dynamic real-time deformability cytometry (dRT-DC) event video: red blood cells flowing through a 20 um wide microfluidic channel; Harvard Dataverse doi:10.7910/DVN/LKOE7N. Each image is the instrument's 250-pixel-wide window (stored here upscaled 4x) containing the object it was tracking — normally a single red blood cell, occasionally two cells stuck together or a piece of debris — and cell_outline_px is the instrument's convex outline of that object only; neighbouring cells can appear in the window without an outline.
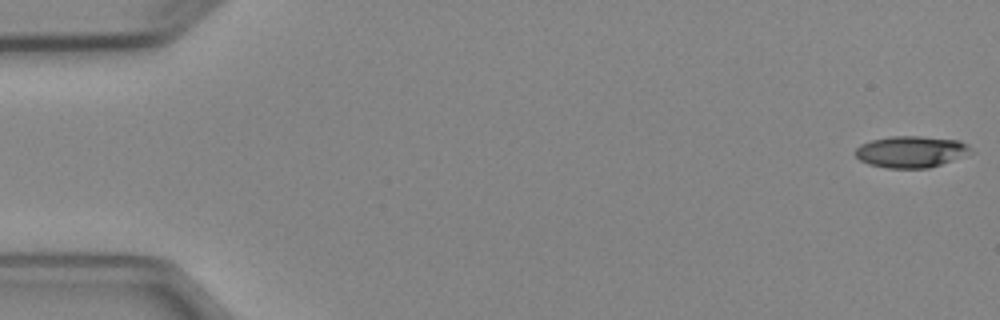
{"species": "Egyptian fruit bat (a non-hibernating species)", "species_latin": "Rousettus aegyptiacus", "temperature_condition": "cold", "stored_images_in_passage": 6, "segment_of_instrument_passage": [1, 2], "camera_frame_rate_fps": 3000, "um_per_image_px": 0.085, "animal": {"sex": "female"}, "frame": {"image": 1, "passage_image": 1, "time_ms": 0.0, "image_size_px": [1000, 320], "cell_outline_px": [[972, 152], [952, 160], [928, 168], [888, 168], [868, 164], [860, 160], [856, 156], [856, 148], [860, 144], [872, 140], [888, 136], [920, 136], [960, 140], [968, 144], [972, 148]], "centroid_in_image_um": [77.44, 12.89], "position_along_channel_um": 7.6, "area_um2": 21.21}}
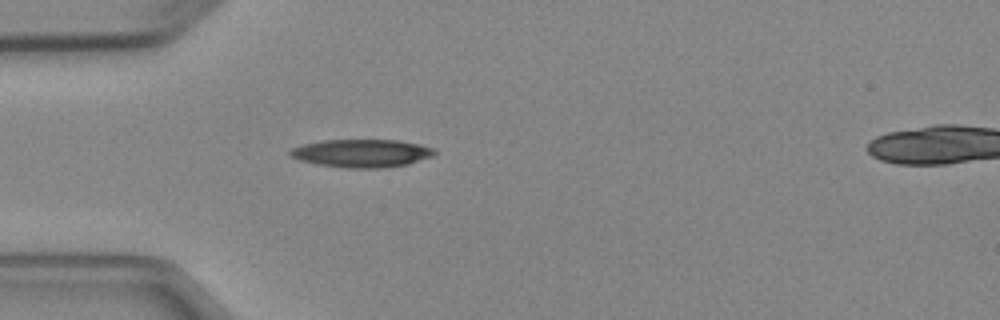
{"frame": {"image": 2, "passage_image": 5, "time_ms": 4.667, "image_size_px": [1000, 320], "cell_outline_px": [[436, 152], [432, 156], [408, 164], [384, 168], [344, 168], [316, 164], [300, 160], [288, 156], [288, 152], [292, 148], [304, 144], [324, 140], [396, 140], [420, 144], [432, 148]], "centroid_in_image_um": [30.71, 13.03], "position_along_channel_um": 54.3, "area_um2": 23.58}}